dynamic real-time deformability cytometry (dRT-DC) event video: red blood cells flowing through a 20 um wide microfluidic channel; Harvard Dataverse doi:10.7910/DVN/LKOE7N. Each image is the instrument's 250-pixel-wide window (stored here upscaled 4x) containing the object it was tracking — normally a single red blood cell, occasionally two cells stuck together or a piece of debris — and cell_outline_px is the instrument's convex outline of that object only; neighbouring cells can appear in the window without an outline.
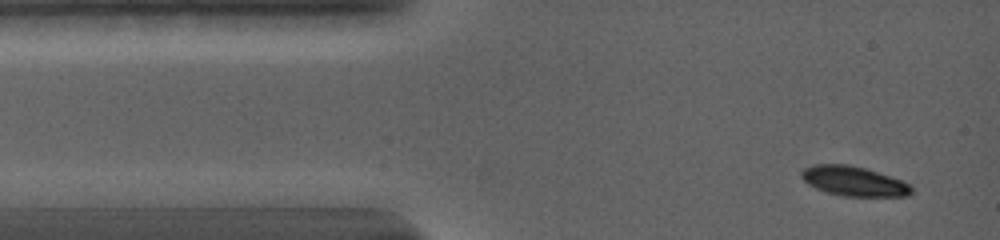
{"species": "common noctule bat (a hibernating species)", "species_latin": "Nyctalus noctula", "temperature_condition": "warm", "stored_images_in_passage": 24, "camera_frame_rate_fps": 5000, "um_per_image_px": 0.085, "animal": {"sex": "female", "body_mass_g": 19.0, "forearm_length_mm": 56.7}, "frame": {"image": 1, "passage_image": 1, "time_ms": 0.0, "image_size_px": [1000, 240], "cell_outline_px": [[912, 192], [908, 196], [844, 196], [824, 192], [808, 184], [800, 176], [800, 172], [804, 168], [812, 164], [848, 164], [864, 168], [912, 184]], "centroid_in_image_um": [72.54, 15.4], "position_along_channel_um": 12.5, "area_um2": 19.02}}
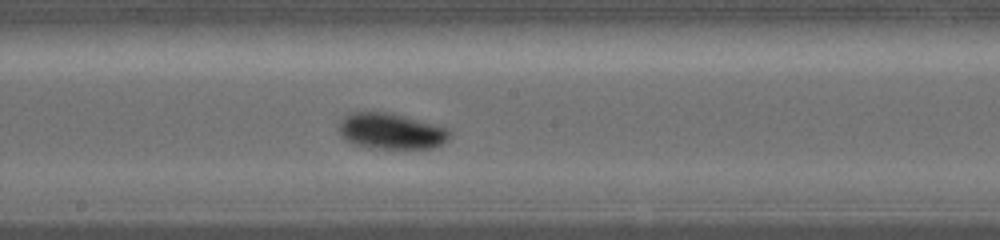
{"frame": {"image": 2, "passage_image": 11, "time_ms": 7.0, "image_size_px": [1000, 240], "cell_outline_px": [[448, 140], [432, 148], [372, 148], [352, 144], [340, 136], [340, 120], [348, 112], [388, 112], [404, 116], [432, 124], [444, 128], [448, 132]], "centroid_in_image_um": [33.15, 11.15], "position_along_channel_um": 215.0, "area_um2": 22.83}}
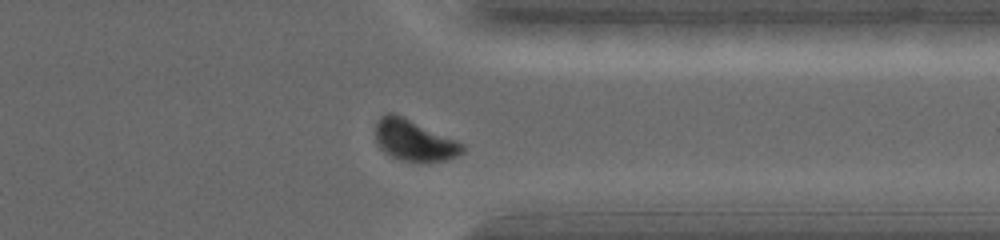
{"frame": {"image": 3, "passage_image": 21, "time_ms": 11.4, "image_size_px": [1000, 240], "cell_outline_px": [[464, 152], [456, 156], [444, 160], [404, 160], [392, 156], [384, 152], [380, 148], [376, 140], [376, 120], [380, 116], [388, 112], [392, 112], [404, 116], [456, 140], [464, 144]], "centroid_in_image_um": [35.17, 11.88], "position_along_channel_um": 376.2, "area_um2": 20.52}, "authors_computed_cell_mechanics": {"area_um2": 22.6865, "velocity_mm_per_s": 3.682, "shape_relaxation_time_tau1_ms": 2.3129, "shape_relaxation_time_tau2_ms": null, "deformation_change_tau1": 0.1241, "deformation_change_tau2": null}}